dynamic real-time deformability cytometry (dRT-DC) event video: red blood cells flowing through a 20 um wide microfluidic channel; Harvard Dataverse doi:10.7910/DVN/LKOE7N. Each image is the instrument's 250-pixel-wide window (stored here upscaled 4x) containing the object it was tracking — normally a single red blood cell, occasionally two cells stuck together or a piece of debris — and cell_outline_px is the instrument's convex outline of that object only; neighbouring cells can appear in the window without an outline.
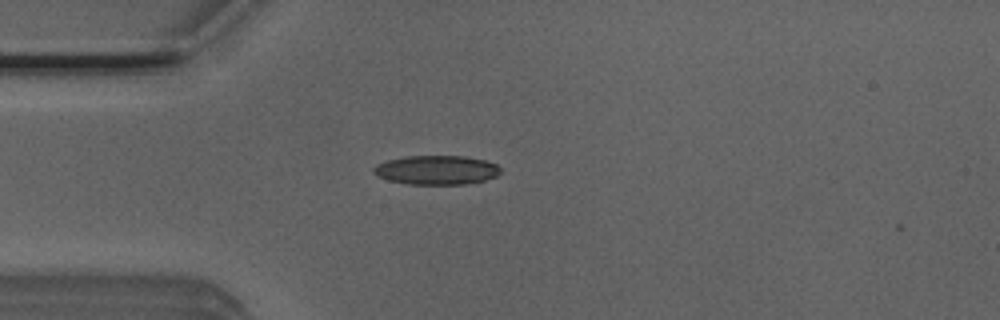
{"species": "Egyptian fruit bat (a non-hibernating species)", "species_latin": "Rousettus aegyptiacus", "temperature_condition": "room temperature", "stored_images_in_passage": 40, "camera_frame_rate_fps": 3000, "um_per_image_px": 0.085, "animal": {"sex": "male"}, "frame": {"image": 1, "passage_image": 1, "time_ms": 0.0, "image_size_px": [1000, 320], "cell_outline_px": [[500, 172], [496, 176], [484, 180], [464, 184], [408, 184], [388, 180], [376, 176], [372, 172], [372, 168], [376, 164], [388, 160], [408, 156], [464, 156], [484, 160], [496, 164], [500, 168]], "centroid_in_image_um": [37.06, 14.45], "position_along_channel_um": 47.9, "area_um2": 21.5}}
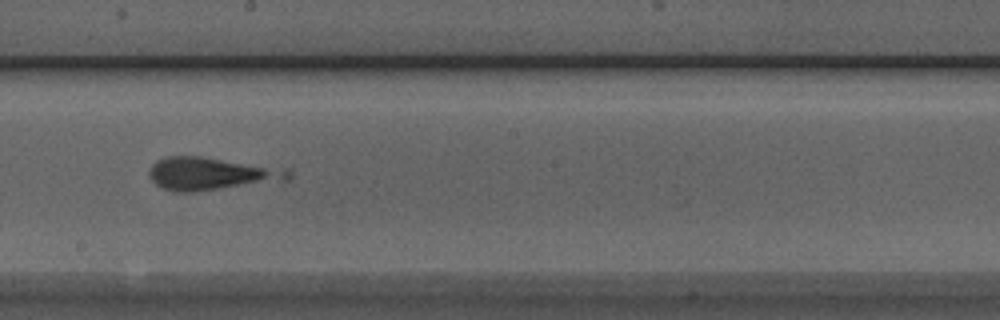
{"frame": {"image": 2, "passage_image": 16, "time_ms": 5.0, "image_size_px": [1000, 320], "cell_outline_px": [[292, 176], [288, 180], [192, 192], [172, 192], [160, 188], [152, 180], [148, 172], [152, 164], [156, 160], [164, 156], [200, 156], [288, 172]], "centroid_in_image_um": [17.71, 14.79], "position_along_channel_um": 230.5, "area_um2": 25.55}}
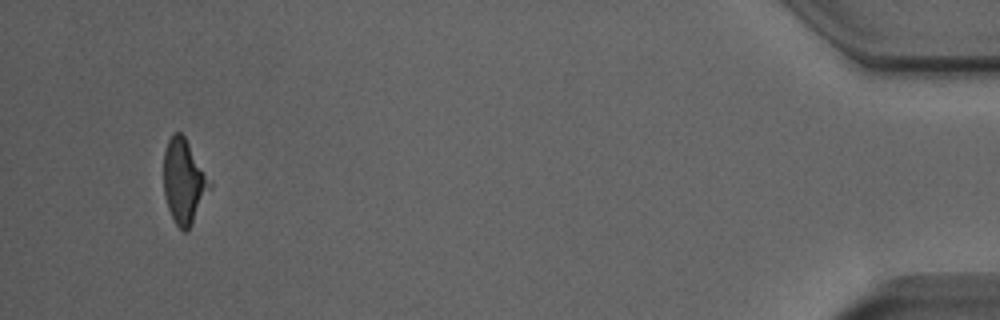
{"frame": {"image": 3, "passage_image": 37, "time_ms": 12.0, "image_size_px": [1000, 320], "cell_outline_px": [[212, 184], [188, 232], [184, 232], [176, 224], [168, 208], [164, 196], [164, 152], [168, 140], [176, 132], [180, 132], [184, 136]], "centroid_in_image_um": [15.61, 15.45], "position_along_channel_um": 419.6, "area_um2": 22.14}}